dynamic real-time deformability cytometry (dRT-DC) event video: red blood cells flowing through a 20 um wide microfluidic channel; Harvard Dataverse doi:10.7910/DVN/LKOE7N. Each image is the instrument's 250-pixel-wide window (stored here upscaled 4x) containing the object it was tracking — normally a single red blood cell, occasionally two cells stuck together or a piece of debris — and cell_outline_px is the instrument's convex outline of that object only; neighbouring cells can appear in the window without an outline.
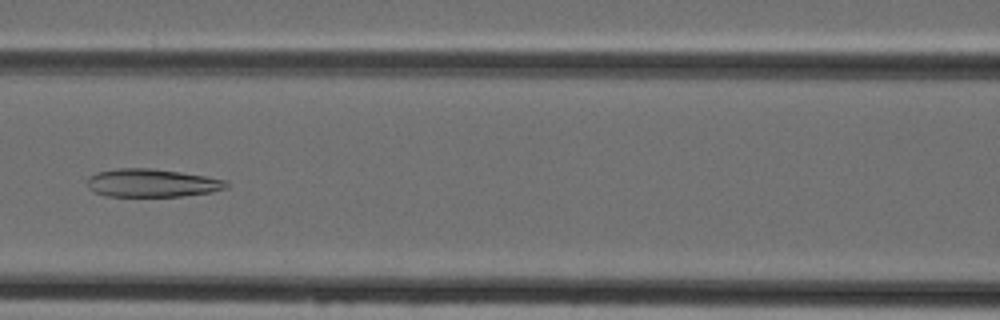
{"species": "Egyptian fruit bat (a non-hibernating species)", "species_latin": "Rousettus aegyptiacus", "temperature_condition": "cold", "stored_images_in_passage": 47, "camera_frame_rate_fps": 3000, "um_per_image_px": 0.085, "animal": {"sex": "female"}, "frame": {"image": 1, "passage_image": 21, "time_ms": 6.667, "image_size_px": [1000, 320], "cell_outline_px": [[228, 188], [212, 192], [180, 196], [108, 196], [92, 192], [88, 188], [84, 180], [88, 176], [96, 172], [116, 168], [152, 168], [180, 172], [228, 180]], "centroid_in_image_um": [12.86, 15.55], "position_along_channel_um": 153.7, "area_um2": 23.12}}
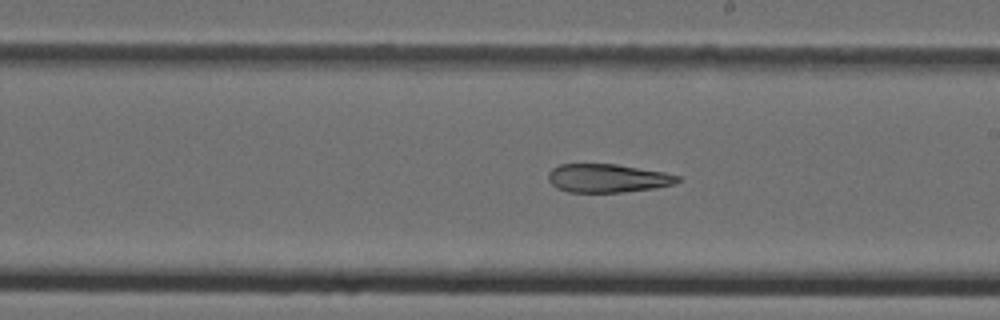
{"frame": {"image": 2, "passage_image": 27, "time_ms": 8.667, "image_size_px": [1000, 320], "cell_outline_px": [[680, 180], [676, 184], [656, 188], [624, 192], [568, 192], [556, 188], [548, 180], [548, 172], [552, 168], [560, 164], [616, 164], [664, 172], [680, 176]], "centroid_in_image_um": [51.65, 15.15], "position_along_channel_um": 237.4, "area_um2": 21.62}}
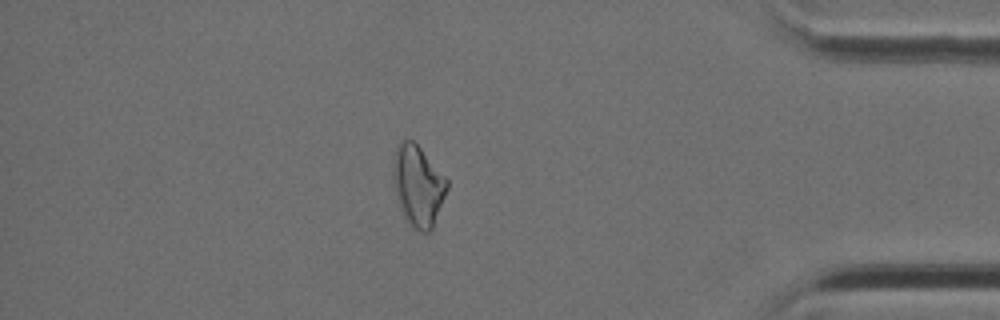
{"frame": {"image": 3, "passage_image": 41, "time_ms": 13.333, "image_size_px": [1000, 320], "cell_outline_px": [[448, 188], [432, 228], [428, 232], [420, 232], [412, 228], [404, 216], [400, 208], [392, 180], [392, 156], [396, 144], [400, 140], [412, 140], [420, 148], [448, 180]], "centroid_in_image_um": [35.49, 15.76], "position_along_channel_um": 399.7, "area_um2": 25.49}}